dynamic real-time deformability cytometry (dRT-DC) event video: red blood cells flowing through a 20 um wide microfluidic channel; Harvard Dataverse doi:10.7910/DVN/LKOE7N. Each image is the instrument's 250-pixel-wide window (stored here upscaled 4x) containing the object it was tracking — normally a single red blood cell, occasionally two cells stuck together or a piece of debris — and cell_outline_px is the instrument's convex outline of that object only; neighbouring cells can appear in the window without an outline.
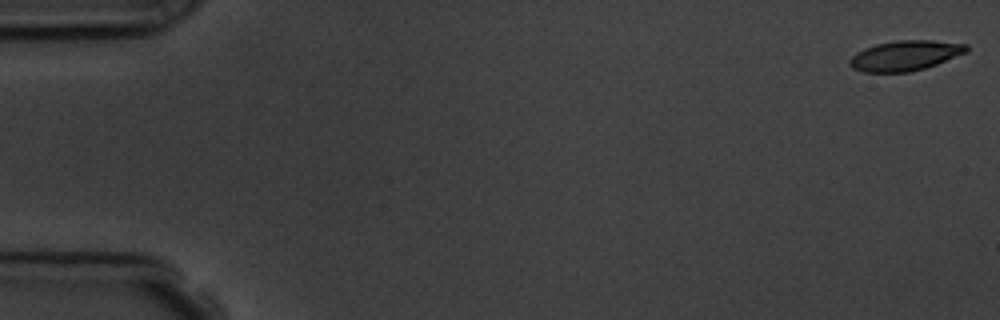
{"species": "common noctule bat (a hibernating species)", "species_latin": "Nyctalus noctula", "temperature_condition": "room temperature", "stored_images_in_passage": 6, "camera_frame_rate_fps": 3000, "um_per_image_px": 0.085, "animal": {"sex": "male", "body_mass_g": 19.5, "forearm_length_mm": 54.6}, "frame": {"image": 1, "passage_image": 1, "time_ms": 0.0, "image_size_px": [1000, 320], "cell_outline_px": [[968, 52], [936, 64], [924, 68], [908, 72], [864, 72], [852, 68], [848, 64], [848, 60], [856, 52], [864, 48], [876, 44], [896, 40], [932, 40], [968, 44]], "centroid_in_image_um": [76.92, 4.72], "position_along_channel_um": 8.1, "area_um2": 20.58}}
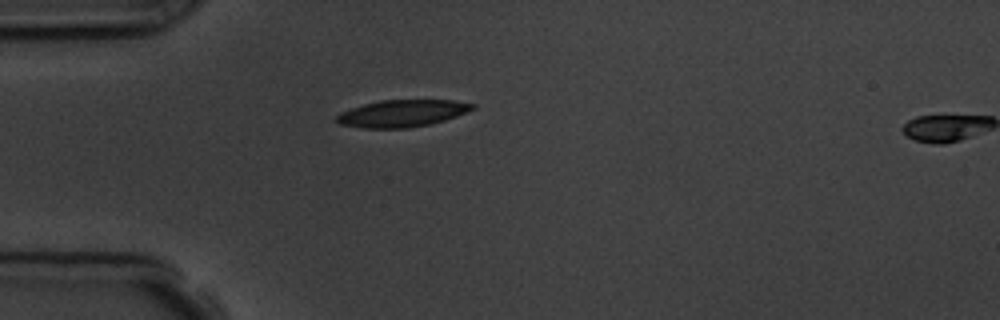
{"frame": {"image": 2, "passage_image": 5, "time_ms": 4.667, "image_size_px": [1000, 320], "cell_outline_px": [[476, 108], [456, 116], [444, 120], [428, 124], [408, 128], [360, 128], [340, 124], [332, 120], [340, 112], [364, 104], [380, 100], [452, 100], [476, 104]], "centroid_in_image_um": [34.15, 9.64], "position_along_channel_um": 50.9, "area_um2": 21.44}}